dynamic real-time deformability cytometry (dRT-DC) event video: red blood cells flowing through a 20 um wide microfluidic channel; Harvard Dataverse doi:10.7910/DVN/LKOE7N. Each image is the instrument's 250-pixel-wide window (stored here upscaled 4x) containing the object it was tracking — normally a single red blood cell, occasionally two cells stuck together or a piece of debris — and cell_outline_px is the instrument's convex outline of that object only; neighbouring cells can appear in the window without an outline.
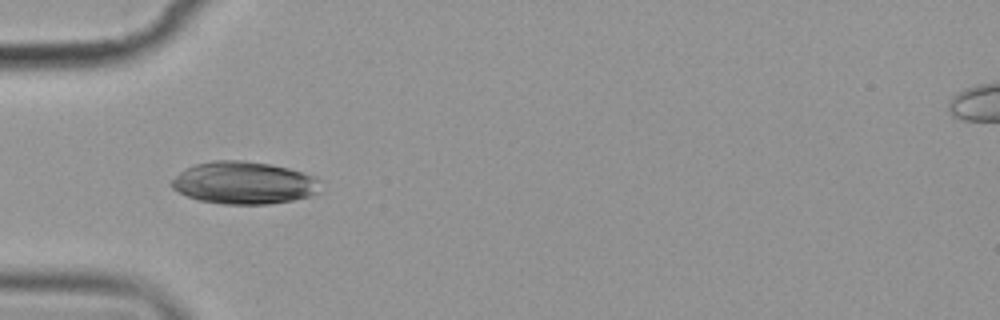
{"species": "common noctule bat (a hibernating species)", "species_latin": "Nyctalus noctula", "temperature_condition": "cold", "stored_images_in_passage": 5, "camera_frame_rate_fps": 3000, "um_per_image_px": 0.085, "animal": {"sex": "female", "body_mass_g": 19.9}, "frame": {"image": 1, "passage_image": 4, "time_ms": 3.667, "image_size_px": [1000, 320], "cell_outline_px": [[320, 192], [308, 196], [292, 200], [268, 204], [224, 204], [200, 200], [188, 196], [172, 188], [168, 184], [180, 172], [196, 164], [212, 160], [244, 160], [272, 164], [288, 168], [316, 176], [320, 180]], "centroid_in_image_um": [20.76, 15.53], "position_along_channel_um": 64.2, "area_um2": 36.88}}